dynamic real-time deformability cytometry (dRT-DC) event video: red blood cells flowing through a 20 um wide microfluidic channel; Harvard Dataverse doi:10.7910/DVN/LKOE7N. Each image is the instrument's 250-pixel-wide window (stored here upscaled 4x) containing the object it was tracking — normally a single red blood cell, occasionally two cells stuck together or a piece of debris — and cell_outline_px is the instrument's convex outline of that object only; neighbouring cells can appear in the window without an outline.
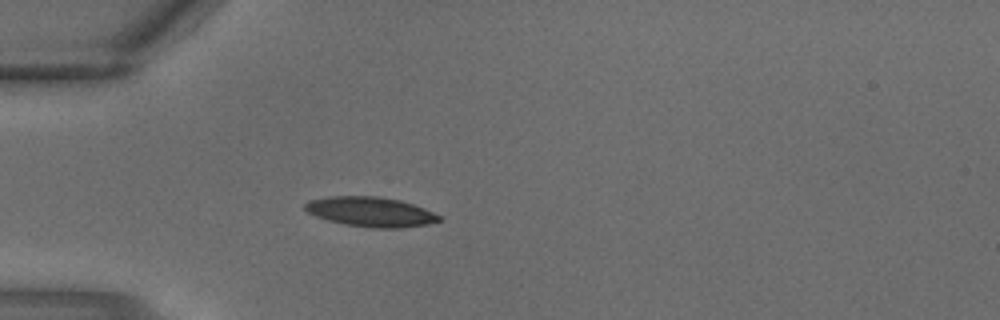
{"species": "common noctule bat (a hibernating species)", "species_latin": "Nyctalus noctula", "temperature_condition": "warm", "stored_images_in_passage": 3, "camera_frame_rate_fps": 3000, "um_per_image_px": 0.085, "animal": {"sex": "male", "body_mass_g": 18.8}, "frame": {"image": 1, "passage_image": 3, "time_ms": 0.667, "image_size_px": [1000, 320], "cell_outline_px": [[444, 220], [428, 224], [400, 228], [376, 228], [344, 224], [328, 220], [316, 216], [308, 212], [304, 208], [304, 204], [308, 200], [328, 196], [376, 196], [400, 200], [424, 208], [444, 216]], "centroid_in_image_um": [31.54, 18.0], "position_along_channel_um": 53.5, "area_um2": 23.41}}